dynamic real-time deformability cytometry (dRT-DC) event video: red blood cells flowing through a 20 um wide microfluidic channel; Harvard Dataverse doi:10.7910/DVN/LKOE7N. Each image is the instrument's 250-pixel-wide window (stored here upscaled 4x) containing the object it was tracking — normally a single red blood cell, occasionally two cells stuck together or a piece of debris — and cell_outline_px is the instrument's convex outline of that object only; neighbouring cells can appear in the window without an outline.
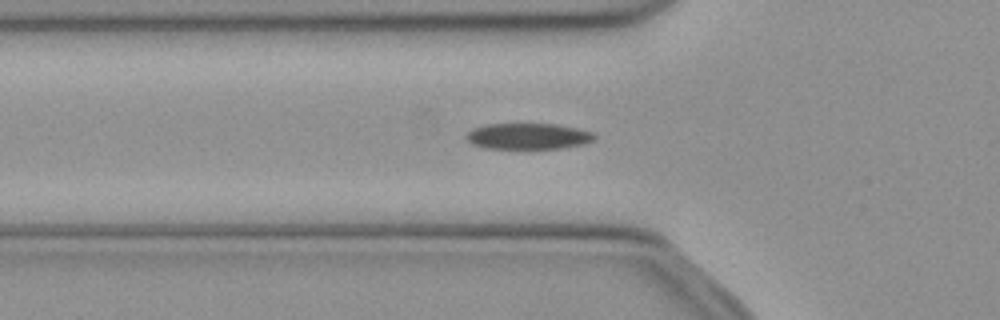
{"species": "common noctule bat (a hibernating species)", "species_latin": "Nyctalus noctula", "temperature_condition": "cold", "stored_images_in_passage": 37, "camera_frame_rate_fps": 3000, "um_per_image_px": 0.085, "animal": {"sex": "female", "body_mass_g": 21.9}, "frame": {"image": 1, "passage_image": 5, "time_ms": 1.333, "image_size_px": [1000, 320], "cell_outline_px": [[596, 136], [592, 140], [584, 144], [560, 148], [484, 148], [472, 144], [464, 136], [472, 128], [488, 124], [556, 124], [576, 128], [592, 132]], "centroid_in_image_um": [44.86, 11.57], "position_along_channel_um": 80.9, "area_um2": 19.31}}
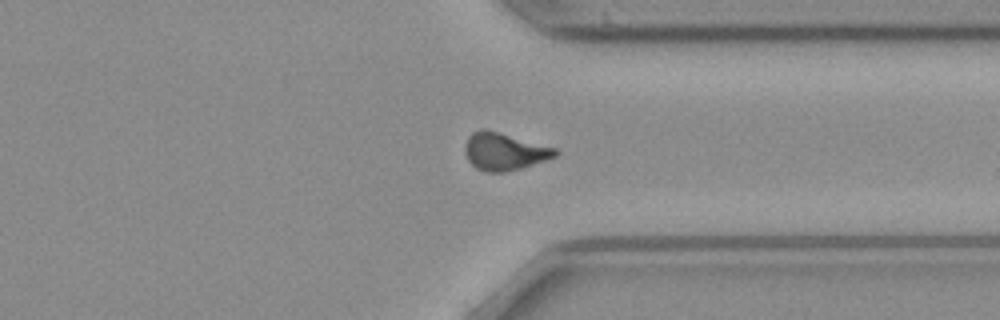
{"frame": {"image": 2, "passage_image": 27, "time_ms": 8.667, "image_size_px": [1000, 320], "cell_outline_px": [[560, 152], [556, 156], [520, 168], [504, 172], [484, 172], [476, 168], [468, 160], [464, 152], [464, 144], [468, 136], [472, 132], [480, 128], [484, 128], [556, 148]], "centroid_in_image_um": [42.81, 12.87], "position_along_channel_um": 368.6, "area_um2": 19.65}}
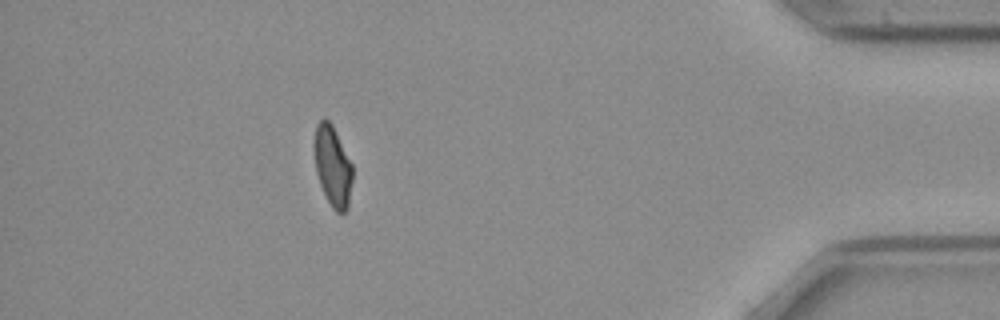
{"frame": {"image": 3, "passage_image": 34, "time_ms": 11.0, "image_size_px": [1000, 320], "cell_outline_px": [[352, 180], [348, 208], [344, 212], [336, 212], [332, 208], [320, 184], [316, 172], [312, 144], [316, 124], [320, 120], [328, 120], [332, 124], [352, 164]], "centroid_in_image_um": [28.25, 14.1], "position_along_channel_um": 407.0, "area_um2": 18.03}}